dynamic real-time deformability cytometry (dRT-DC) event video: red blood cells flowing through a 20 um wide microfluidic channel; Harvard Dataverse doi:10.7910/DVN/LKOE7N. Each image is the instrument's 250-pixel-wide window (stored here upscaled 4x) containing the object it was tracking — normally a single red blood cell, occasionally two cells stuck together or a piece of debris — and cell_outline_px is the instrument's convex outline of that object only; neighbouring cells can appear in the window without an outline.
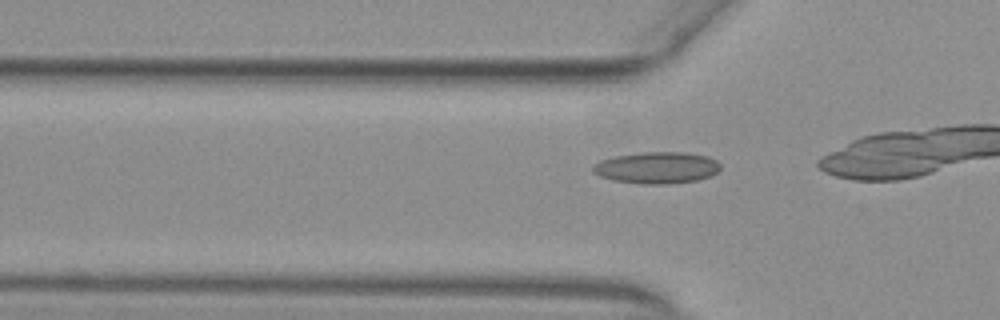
{"species": "common noctule bat (a hibernating species)", "species_latin": "Nyctalus noctula", "temperature_condition": "warm", "stored_images_in_passage": 19, "camera_frame_rate_fps": 3000, "um_per_image_px": 0.085, "animal": {"sex": "female", "body_mass_g": 29.2, "forearm_length_mm": 56.3}, "frame": {"image": 1, "passage_image": 14, "time_ms": 4.333, "image_size_px": [1000, 320], "cell_outline_px": [[720, 168], [712, 176], [696, 180], [668, 184], [644, 184], [612, 180], [600, 176], [592, 172], [592, 164], [600, 160], [616, 156], [640, 152], [684, 152], [708, 156], [716, 160], [720, 164]], "centroid_in_image_um": [55.82, 14.25], "position_along_channel_um": 70.0, "area_um2": 23.64}}